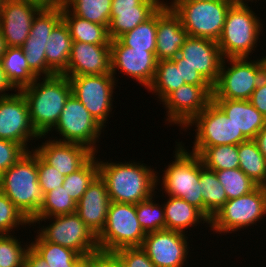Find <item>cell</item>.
<instances>
[{"mask_svg":"<svg viewBox=\"0 0 266 267\" xmlns=\"http://www.w3.org/2000/svg\"><path fill=\"white\" fill-rule=\"evenodd\" d=\"M100 160V161H99ZM99 176L111 202L137 204L156 195L160 172L139 161L108 162L98 158Z\"/></svg>","mask_w":266,"mask_h":267,"instance_id":"cell-1","label":"cell"},{"mask_svg":"<svg viewBox=\"0 0 266 267\" xmlns=\"http://www.w3.org/2000/svg\"><path fill=\"white\" fill-rule=\"evenodd\" d=\"M21 92L27 100L33 128L39 136L48 137L47 135L56 126L67 99L72 94L68 77L54 75L36 78Z\"/></svg>","mask_w":266,"mask_h":267,"instance_id":"cell-2","label":"cell"},{"mask_svg":"<svg viewBox=\"0 0 266 267\" xmlns=\"http://www.w3.org/2000/svg\"><path fill=\"white\" fill-rule=\"evenodd\" d=\"M0 190L31 221L43 204L38 181L37 153L31 149L0 177Z\"/></svg>","mask_w":266,"mask_h":267,"instance_id":"cell-3","label":"cell"},{"mask_svg":"<svg viewBox=\"0 0 266 267\" xmlns=\"http://www.w3.org/2000/svg\"><path fill=\"white\" fill-rule=\"evenodd\" d=\"M182 144V141L176 142L175 151H173L175 159L162 170V177L157 176V186H161L162 190H159L162 194L182 198L203 212V197L200 191V157L198 154L187 151V148H184L185 145Z\"/></svg>","mask_w":266,"mask_h":267,"instance_id":"cell-4","label":"cell"},{"mask_svg":"<svg viewBox=\"0 0 266 267\" xmlns=\"http://www.w3.org/2000/svg\"><path fill=\"white\" fill-rule=\"evenodd\" d=\"M251 8L236 4L229 8L217 41L224 58H249L257 50L264 24Z\"/></svg>","mask_w":266,"mask_h":267,"instance_id":"cell-5","label":"cell"},{"mask_svg":"<svg viewBox=\"0 0 266 267\" xmlns=\"http://www.w3.org/2000/svg\"><path fill=\"white\" fill-rule=\"evenodd\" d=\"M166 2L180 17L190 37L216 42L221 36L228 10L233 5L232 0Z\"/></svg>","mask_w":266,"mask_h":267,"instance_id":"cell-6","label":"cell"},{"mask_svg":"<svg viewBox=\"0 0 266 267\" xmlns=\"http://www.w3.org/2000/svg\"><path fill=\"white\" fill-rule=\"evenodd\" d=\"M250 59L224 58L218 80L213 86L212 99H250L266 76L262 58Z\"/></svg>","mask_w":266,"mask_h":267,"instance_id":"cell-7","label":"cell"},{"mask_svg":"<svg viewBox=\"0 0 266 267\" xmlns=\"http://www.w3.org/2000/svg\"><path fill=\"white\" fill-rule=\"evenodd\" d=\"M47 219L51 220V224L49 222V225L40 226L42 221L46 222ZM30 223L34 227L36 223L39 224L41 228L36 231L44 240L73 249L81 256L99 251L98 236L85 225L76 212L49 218H33Z\"/></svg>","mask_w":266,"mask_h":267,"instance_id":"cell-8","label":"cell"},{"mask_svg":"<svg viewBox=\"0 0 266 267\" xmlns=\"http://www.w3.org/2000/svg\"><path fill=\"white\" fill-rule=\"evenodd\" d=\"M266 216V187L258 186L251 193L227 200L210 219V229L222 235L250 228Z\"/></svg>","mask_w":266,"mask_h":267,"instance_id":"cell-9","label":"cell"},{"mask_svg":"<svg viewBox=\"0 0 266 267\" xmlns=\"http://www.w3.org/2000/svg\"><path fill=\"white\" fill-rule=\"evenodd\" d=\"M146 233L136 215V204L111 202L105 227L98 235L100 251L115 252L126 247H140Z\"/></svg>","mask_w":266,"mask_h":267,"instance_id":"cell-10","label":"cell"},{"mask_svg":"<svg viewBox=\"0 0 266 267\" xmlns=\"http://www.w3.org/2000/svg\"><path fill=\"white\" fill-rule=\"evenodd\" d=\"M60 138L51 139L60 142L78 143L98 153L97 143L105 130L89 113L86 107L72 94L67 99L56 126ZM103 130V131H102Z\"/></svg>","mask_w":266,"mask_h":267,"instance_id":"cell-11","label":"cell"},{"mask_svg":"<svg viewBox=\"0 0 266 267\" xmlns=\"http://www.w3.org/2000/svg\"><path fill=\"white\" fill-rule=\"evenodd\" d=\"M72 95L89 111L90 115L104 128L113 110L112 99L115 86H118L112 74L81 75L68 77ZM116 83V84H115Z\"/></svg>","mask_w":266,"mask_h":267,"instance_id":"cell-12","label":"cell"},{"mask_svg":"<svg viewBox=\"0 0 266 267\" xmlns=\"http://www.w3.org/2000/svg\"><path fill=\"white\" fill-rule=\"evenodd\" d=\"M192 126L196 128L193 146L239 145L248 140L213 101L183 131Z\"/></svg>","mask_w":266,"mask_h":267,"instance_id":"cell-13","label":"cell"},{"mask_svg":"<svg viewBox=\"0 0 266 267\" xmlns=\"http://www.w3.org/2000/svg\"><path fill=\"white\" fill-rule=\"evenodd\" d=\"M62 20V5L42 8L34 17L29 37L21 46L29 69L38 77L56 75L46 62V45L54 27Z\"/></svg>","mask_w":266,"mask_h":267,"instance_id":"cell-14","label":"cell"},{"mask_svg":"<svg viewBox=\"0 0 266 267\" xmlns=\"http://www.w3.org/2000/svg\"><path fill=\"white\" fill-rule=\"evenodd\" d=\"M41 138L46 139L33 128L29 106L21 91L0 98V139L19 143L26 151H30L28 144Z\"/></svg>","mask_w":266,"mask_h":267,"instance_id":"cell-15","label":"cell"},{"mask_svg":"<svg viewBox=\"0 0 266 267\" xmlns=\"http://www.w3.org/2000/svg\"><path fill=\"white\" fill-rule=\"evenodd\" d=\"M213 86L184 84L171 92L162 104L166 111L165 121L184 129L212 101Z\"/></svg>","mask_w":266,"mask_h":267,"instance_id":"cell-16","label":"cell"},{"mask_svg":"<svg viewBox=\"0 0 266 267\" xmlns=\"http://www.w3.org/2000/svg\"><path fill=\"white\" fill-rule=\"evenodd\" d=\"M186 233L159 230L146 233L141 248L156 267H183L187 264L190 243Z\"/></svg>","mask_w":266,"mask_h":267,"instance_id":"cell-17","label":"cell"},{"mask_svg":"<svg viewBox=\"0 0 266 267\" xmlns=\"http://www.w3.org/2000/svg\"><path fill=\"white\" fill-rule=\"evenodd\" d=\"M110 48L111 74L116 82H118L116 78V72L118 71L148 89L156 72L157 59L155 52L124 46L118 39L110 40Z\"/></svg>","mask_w":266,"mask_h":267,"instance_id":"cell-18","label":"cell"},{"mask_svg":"<svg viewBox=\"0 0 266 267\" xmlns=\"http://www.w3.org/2000/svg\"><path fill=\"white\" fill-rule=\"evenodd\" d=\"M171 60L175 64L190 65L214 86L224 57L216 41L189 36L181 46L179 55Z\"/></svg>","mask_w":266,"mask_h":267,"instance_id":"cell-19","label":"cell"},{"mask_svg":"<svg viewBox=\"0 0 266 267\" xmlns=\"http://www.w3.org/2000/svg\"><path fill=\"white\" fill-rule=\"evenodd\" d=\"M42 8L33 2L5 0L0 11V29L6 47H21L29 37L34 17Z\"/></svg>","mask_w":266,"mask_h":267,"instance_id":"cell-20","label":"cell"},{"mask_svg":"<svg viewBox=\"0 0 266 267\" xmlns=\"http://www.w3.org/2000/svg\"><path fill=\"white\" fill-rule=\"evenodd\" d=\"M166 2L163 0H112L108 35L116 40L151 18Z\"/></svg>","mask_w":266,"mask_h":267,"instance_id":"cell-21","label":"cell"},{"mask_svg":"<svg viewBox=\"0 0 266 267\" xmlns=\"http://www.w3.org/2000/svg\"><path fill=\"white\" fill-rule=\"evenodd\" d=\"M47 138L33 149L47 164L53 166L64 176L80 169L95 153L88 147L69 142H60Z\"/></svg>","mask_w":266,"mask_h":267,"instance_id":"cell-22","label":"cell"},{"mask_svg":"<svg viewBox=\"0 0 266 267\" xmlns=\"http://www.w3.org/2000/svg\"><path fill=\"white\" fill-rule=\"evenodd\" d=\"M111 74L110 45L73 42L66 77Z\"/></svg>","mask_w":266,"mask_h":267,"instance_id":"cell-23","label":"cell"},{"mask_svg":"<svg viewBox=\"0 0 266 267\" xmlns=\"http://www.w3.org/2000/svg\"><path fill=\"white\" fill-rule=\"evenodd\" d=\"M157 42L155 57L159 60H171L179 55L183 43L189 37L182 26L180 17L164 4L157 11Z\"/></svg>","mask_w":266,"mask_h":267,"instance_id":"cell-24","label":"cell"},{"mask_svg":"<svg viewBox=\"0 0 266 267\" xmlns=\"http://www.w3.org/2000/svg\"><path fill=\"white\" fill-rule=\"evenodd\" d=\"M111 200L105 182L98 175L77 202L76 213L98 236L105 227Z\"/></svg>","mask_w":266,"mask_h":267,"instance_id":"cell-25","label":"cell"},{"mask_svg":"<svg viewBox=\"0 0 266 267\" xmlns=\"http://www.w3.org/2000/svg\"><path fill=\"white\" fill-rule=\"evenodd\" d=\"M212 101L248 140H253L264 126L266 118L249 100L212 99Z\"/></svg>","mask_w":266,"mask_h":267,"instance_id":"cell-26","label":"cell"},{"mask_svg":"<svg viewBox=\"0 0 266 267\" xmlns=\"http://www.w3.org/2000/svg\"><path fill=\"white\" fill-rule=\"evenodd\" d=\"M166 198L163 205L167 230L187 233V229L195 228L202 222V224L206 223V226L210 227V219L194 205L179 197L166 195Z\"/></svg>","mask_w":266,"mask_h":267,"instance_id":"cell-27","label":"cell"},{"mask_svg":"<svg viewBox=\"0 0 266 267\" xmlns=\"http://www.w3.org/2000/svg\"><path fill=\"white\" fill-rule=\"evenodd\" d=\"M48 39L45 52L47 66L56 75H62L67 70L73 43L63 20L54 27Z\"/></svg>","mask_w":266,"mask_h":267,"instance_id":"cell-28","label":"cell"},{"mask_svg":"<svg viewBox=\"0 0 266 267\" xmlns=\"http://www.w3.org/2000/svg\"><path fill=\"white\" fill-rule=\"evenodd\" d=\"M62 20L68 27L73 42H84L97 45H110L108 29L74 15L64 4Z\"/></svg>","mask_w":266,"mask_h":267,"instance_id":"cell-29","label":"cell"},{"mask_svg":"<svg viewBox=\"0 0 266 267\" xmlns=\"http://www.w3.org/2000/svg\"><path fill=\"white\" fill-rule=\"evenodd\" d=\"M1 63L14 91H21L38 78L30 69L21 47H6Z\"/></svg>","mask_w":266,"mask_h":267,"instance_id":"cell-30","label":"cell"},{"mask_svg":"<svg viewBox=\"0 0 266 267\" xmlns=\"http://www.w3.org/2000/svg\"><path fill=\"white\" fill-rule=\"evenodd\" d=\"M191 152L211 171L239 168L238 145L193 146Z\"/></svg>","mask_w":266,"mask_h":267,"instance_id":"cell-31","label":"cell"},{"mask_svg":"<svg viewBox=\"0 0 266 267\" xmlns=\"http://www.w3.org/2000/svg\"><path fill=\"white\" fill-rule=\"evenodd\" d=\"M200 191L203 197V213L211 219L227 201L223 185L215 171L204 167L200 158Z\"/></svg>","mask_w":266,"mask_h":267,"instance_id":"cell-32","label":"cell"},{"mask_svg":"<svg viewBox=\"0 0 266 267\" xmlns=\"http://www.w3.org/2000/svg\"><path fill=\"white\" fill-rule=\"evenodd\" d=\"M239 168L258 186L266 187V159L253 140L238 145Z\"/></svg>","mask_w":266,"mask_h":267,"instance_id":"cell-33","label":"cell"},{"mask_svg":"<svg viewBox=\"0 0 266 267\" xmlns=\"http://www.w3.org/2000/svg\"><path fill=\"white\" fill-rule=\"evenodd\" d=\"M184 84V80H181L180 67H176L172 60H159L154 79L147 90L159 98L158 102H162L171 92Z\"/></svg>","mask_w":266,"mask_h":267,"instance_id":"cell-34","label":"cell"},{"mask_svg":"<svg viewBox=\"0 0 266 267\" xmlns=\"http://www.w3.org/2000/svg\"><path fill=\"white\" fill-rule=\"evenodd\" d=\"M30 247L40 255L49 267H72L82 256L73 249L48 242L39 234L35 236Z\"/></svg>","mask_w":266,"mask_h":267,"instance_id":"cell-35","label":"cell"},{"mask_svg":"<svg viewBox=\"0 0 266 267\" xmlns=\"http://www.w3.org/2000/svg\"><path fill=\"white\" fill-rule=\"evenodd\" d=\"M112 0H65L64 5L76 16L107 29L110 24Z\"/></svg>","mask_w":266,"mask_h":267,"instance_id":"cell-36","label":"cell"},{"mask_svg":"<svg viewBox=\"0 0 266 267\" xmlns=\"http://www.w3.org/2000/svg\"><path fill=\"white\" fill-rule=\"evenodd\" d=\"M157 12L144 23L123 34L118 40L134 49L156 52L157 42Z\"/></svg>","mask_w":266,"mask_h":267,"instance_id":"cell-37","label":"cell"},{"mask_svg":"<svg viewBox=\"0 0 266 267\" xmlns=\"http://www.w3.org/2000/svg\"><path fill=\"white\" fill-rule=\"evenodd\" d=\"M97 154H94L80 169L65 176L63 187L77 203L88 186L99 175Z\"/></svg>","mask_w":266,"mask_h":267,"instance_id":"cell-38","label":"cell"},{"mask_svg":"<svg viewBox=\"0 0 266 267\" xmlns=\"http://www.w3.org/2000/svg\"><path fill=\"white\" fill-rule=\"evenodd\" d=\"M77 203L66 192L63 186L54 188L44 194L43 204L34 218L53 217L76 212Z\"/></svg>","mask_w":266,"mask_h":267,"instance_id":"cell-39","label":"cell"},{"mask_svg":"<svg viewBox=\"0 0 266 267\" xmlns=\"http://www.w3.org/2000/svg\"><path fill=\"white\" fill-rule=\"evenodd\" d=\"M215 173L224 187L227 200L247 195L258 187L240 168L219 170Z\"/></svg>","mask_w":266,"mask_h":267,"instance_id":"cell-40","label":"cell"},{"mask_svg":"<svg viewBox=\"0 0 266 267\" xmlns=\"http://www.w3.org/2000/svg\"><path fill=\"white\" fill-rule=\"evenodd\" d=\"M151 196L136 204V215L145 233L166 229L164 205Z\"/></svg>","mask_w":266,"mask_h":267,"instance_id":"cell-41","label":"cell"},{"mask_svg":"<svg viewBox=\"0 0 266 267\" xmlns=\"http://www.w3.org/2000/svg\"><path fill=\"white\" fill-rule=\"evenodd\" d=\"M12 234H0V267H24L30 244L23 243ZM23 243V244H21Z\"/></svg>","mask_w":266,"mask_h":267,"instance_id":"cell-42","label":"cell"},{"mask_svg":"<svg viewBox=\"0 0 266 267\" xmlns=\"http://www.w3.org/2000/svg\"><path fill=\"white\" fill-rule=\"evenodd\" d=\"M20 226L28 227L31 223L0 190V234H14Z\"/></svg>","mask_w":266,"mask_h":267,"instance_id":"cell-43","label":"cell"},{"mask_svg":"<svg viewBox=\"0 0 266 267\" xmlns=\"http://www.w3.org/2000/svg\"><path fill=\"white\" fill-rule=\"evenodd\" d=\"M38 181L43 195L63 185L65 176L37 154Z\"/></svg>","mask_w":266,"mask_h":267,"instance_id":"cell-44","label":"cell"},{"mask_svg":"<svg viewBox=\"0 0 266 267\" xmlns=\"http://www.w3.org/2000/svg\"><path fill=\"white\" fill-rule=\"evenodd\" d=\"M122 267H156L140 247H126L114 252Z\"/></svg>","mask_w":266,"mask_h":267,"instance_id":"cell-45","label":"cell"},{"mask_svg":"<svg viewBox=\"0 0 266 267\" xmlns=\"http://www.w3.org/2000/svg\"><path fill=\"white\" fill-rule=\"evenodd\" d=\"M27 152L19 143L0 139V177Z\"/></svg>","mask_w":266,"mask_h":267,"instance_id":"cell-46","label":"cell"},{"mask_svg":"<svg viewBox=\"0 0 266 267\" xmlns=\"http://www.w3.org/2000/svg\"><path fill=\"white\" fill-rule=\"evenodd\" d=\"M90 267H122L114 252L97 251L90 254Z\"/></svg>","mask_w":266,"mask_h":267,"instance_id":"cell-47","label":"cell"},{"mask_svg":"<svg viewBox=\"0 0 266 267\" xmlns=\"http://www.w3.org/2000/svg\"><path fill=\"white\" fill-rule=\"evenodd\" d=\"M176 67H180L181 80H184L185 84L212 86L202 75L198 73L197 70L190 65L176 64Z\"/></svg>","mask_w":266,"mask_h":267,"instance_id":"cell-48","label":"cell"},{"mask_svg":"<svg viewBox=\"0 0 266 267\" xmlns=\"http://www.w3.org/2000/svg\"><path fill=\"white\" fill-rule=\"evenodd\" d=\"M249 101L266 118V76L253 91Z\"/></svg>","mask_w":266,"mask_h":267,"instance_id":"cell-49","label":"cell"},{"mask_svg":"<svg viewBox=\"0 0 266 267\" xmlns=\"http://www.w3.org/2000/svg\"><path fill=\"white\" fill-rule=\"evenodd\" d=\"M24 267H49V265L40 255L29 247L25 255Z\"/></svg>","mask_w":266,"mask_h":267,"instance_id":"cell-50","label":"cell"},{"mask_svg":"<svg viewBox=\"0 0 266 267\" xmlns=\"http://www.w3.org/2000/svg\"><path fill=\"white\" fill-rule=\"evenodd\" d=\"M15 88L11 85L9 79L4 72L1 60H0V98L12 95L14 93H8L7 91H12Z\"/></svg>","mask_w":266,"mask_h":267,"instance_id":"cell-51","label":"cell"},{"mask_svg":"<svg viewBox=\"0 0 266 267\" xmlns=\"http://www.w3.org/2000/svg\"><path fill=\"white\" fill-rule=\"evenodd\" d=\"M253 141L256 143L259 151L266 159V121L264 123V126L260 129V131L254 137Z\"/></svg>","mask_w":266,"mask_h":267,"instance_id":"cell-52","label":"cell"},{"mask_svg":"<svg viewBox=\"0 0 266 267\" xmlns=\"http://www.w3.org/2000/svg\"><path fill=\"white\" fill-rule=\"evenodd\" d=\"M33 2L34 4L39 5L41 8H55L64 4L65 0H21Z\"/></svg>","mask_w":266,"mask_h":267,"instance_id":"cell-53","label":"cell"},{"mask_svg":"<svg viewBox=\"0 0 266 267\" xmlns=\"http://www.w3.org/2000/svg\"><path fill=\"white\" fill-rule=\"evenodd\" d=\"M72 267H90V255L82 256Z\"/></svg>","mask_w":266,"mask_h":267,"instance_id":"cell-54","label":"cell"},{"mask_svg":"<svg viewBox=\"0 0 266 267\" xmlns=\"http://www.w3.org/2000/svg\"><path fill=\"white\" fill-rule=\"evenodd\" d=\"M5 48H6V46L4 44V38L2 36V32L0 29V59H1L2 55L4 54Z\"/></svg>","mask_w":266,"mask_h":267,"instance_id":"cell-55","label":"cell"},{"mask_svg":"<svg viewBox=\"0 0 266 267\" xmlns=\"http://www.w3.org/2000/svg\"><path fill=\"white\" fill-rule=\"evenodd\" d=\"M250 1L255 2V3L257 2V0H232L233 4H236V5H248L247 3H249Z\"/></svg>","mask_w":266,"mask_h":267,"instance_id":"cell-56","label":"cell"},{"mask_svg":"<svg viewBox=\"0 0 266 267\" xmlns=\"http://www.w3.org/2000/svg\"><path fill=\"white\" fill-rule=\"evenodd\" d=\"M171 1H213V0H171Z\"/></svg>","mask_w":266,"mask_h":267,"instance_id":"cell-57","label":"cell"},{"mask_svg":"<svg viewBox=\"0 0 266 267\" xmlns=\"http://www.w3.org/2000/svg\"><path fill=\"white\" fill-rule=\"evenodd\" d=\"M264 63V68H265V73H266V56L264 55L263 57H261Z\"/></svg>","mask_w":266,"mask_h":267,"instance_id":"cell-58","label":"cell"},{"mask_svg":"<svg viewBox=\"0 0 266 267\" xmlns=\"http://www.w3.org/2000/svg\"><path fill=\"white\" fill-rule=\"evenodd\" d=\"M5 0H0V11H1V8L3 7V3H4Z\"/></svg>","mask_w":266,"mask_h":267,"instance_id":"cell-59","label":"cell"}]
</instances>
